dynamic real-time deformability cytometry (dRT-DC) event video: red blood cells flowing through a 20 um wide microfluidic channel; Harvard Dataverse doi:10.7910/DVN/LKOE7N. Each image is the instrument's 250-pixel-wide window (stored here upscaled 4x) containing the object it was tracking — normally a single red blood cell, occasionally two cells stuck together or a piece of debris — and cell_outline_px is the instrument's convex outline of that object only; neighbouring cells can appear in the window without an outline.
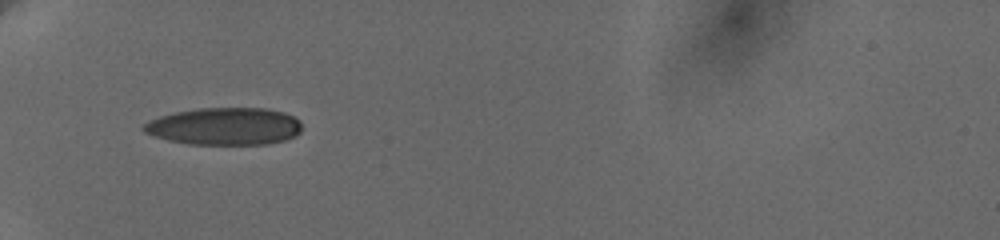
{"species": "human", "species_latin": "Homo sapiens", "temperature_condition": "cold", "stored_images_in_passage": 35, "camera_frame_rate_fps": 3000, "um_per_image_px": 0.085, "donor": {"sex": "female"}, "frame": {"image": 1, "passage_image": 1, "time_ms": 0.0, "image_size_px": [1000, 240], "cell_outline_px": [[300, 132], [296, 136], [284, 140], [268, 144], [188, 144], [168, 140], [144, 132], [140, 128], [144, 124], [160, 116], [176, 112], [200, 108], [264, 108], [284, 112], [300, 120]], "centroid_in_image_um": [19.11, 10.74], "position_along_channel_um": 65.9, "area_um2": 34.33}}
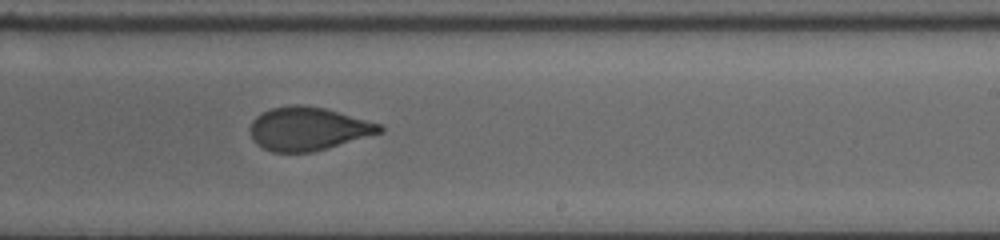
{"frame": {"image": 2, "passage_image": 16, "time_ms": 5.667, "image_size_px": [1000, 240], "cell_outline_px": [[384, 132], [312, 152], [272, 152], [256, 144], [252, 140], [248, 128], [252, 120], [256, 116], [272, 108], [292, 104], [300, 104], [324, 108], [380, 124], [384, 128]], "centroid_in_image_um": [26.14, 10.95], "position_along_channel_um": 262.9, "area_um2": 32.66}}
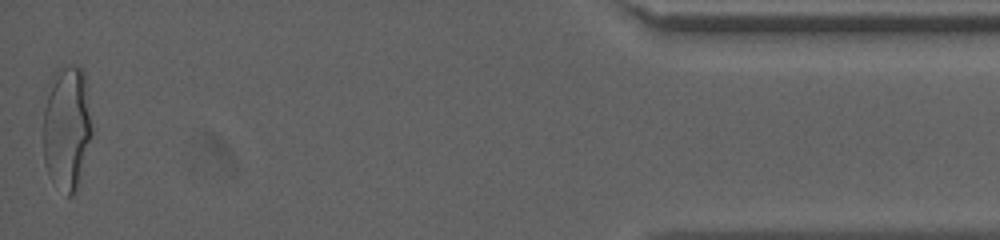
{"frame": {"image": 3, "passage_image": 35, "time_ms": 12.0, "image_size_px": [1000, 240], "cell_outline_px": [[92, 136], [76, 192], [72, 196], [68, 196], [48, 172], [44, 164], [44, 108], [52, 72], [56, 68], [72, 64], [80, 68], [84, 72], [92, 128]], "centroid_in_image_um": [5.69, 10.8], "position_along_channel_um": 429.5, "area_um2": 35.2}, "authors_computed_cell_mechanics": {"area_um2": 33.6974, "velocity_mm_per_s": 3.6623, "shape_relaxation_time_tau1_ms": 4.6172, "shape_relaxation_time_tau2_ms": 1.0909, "deformation_change_tau1": 0.1639, "deformation_change_tau2": 0.0658}}